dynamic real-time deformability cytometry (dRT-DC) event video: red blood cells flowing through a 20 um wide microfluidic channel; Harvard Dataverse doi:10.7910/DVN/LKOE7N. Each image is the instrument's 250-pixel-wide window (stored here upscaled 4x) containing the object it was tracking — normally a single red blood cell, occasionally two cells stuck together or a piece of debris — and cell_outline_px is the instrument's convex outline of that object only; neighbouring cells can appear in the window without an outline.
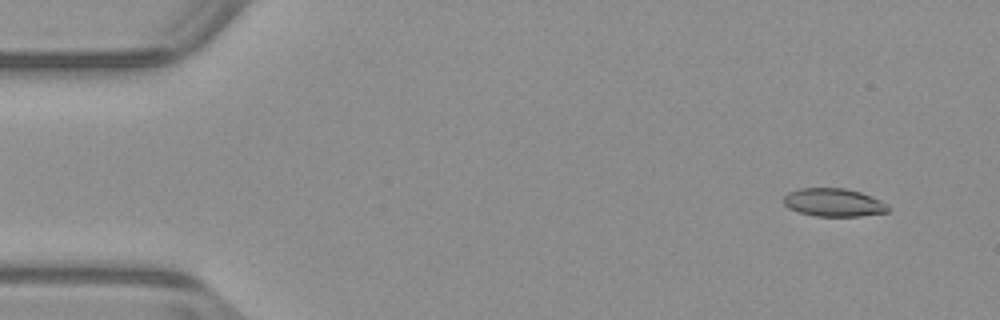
{"species": "common noctule bat (a hibernating species)", "species_latin": "Nyctalus noctula", "temperature_condition": "warm", "stored_images_in_passage": 52, "camera_frame_rate_fps": 3000, "um_per_image_px": 0.085, "animal": {"sex": "male", "body_mass_g": 23.1, "forearm_length_mm": 52.7}, "frame": {"image": 1, "passage_image": 4, "time_ms": 1.0, "image_size_px": [1000, 320], "cell_outline_px": [[888, 212], [860, 216], [816, 216], [800, 212], [788, 208], [784, 204], [784, 196], [788, 192], [800, 188], [844, 188], [860, 192], [880, 200], [888, 204]], "centroid_in_image_um": [70.85, 17.21], "position_along_channel_um": 14.1, "area_um2": 17.05}}
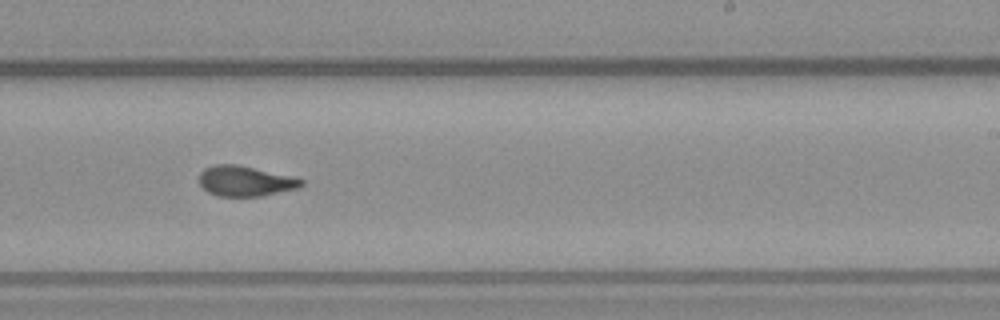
{"frame": {"image": 2, "passage_image": 32, "time_ms": 10.333, "image_size_px": [1000, 320], "cell_outline_px": [[304, 184], [300, 188], [260, 196], [216, 196], [208, 192], [200, 184], [200, 172], [204, 168], [212, 164], [236, 164], [292, 176], [304, 180]], "centroid_in_image_um": [20.85, 15.39], "position_along_channel_um": 268.1, "area_um2": 18.09}}
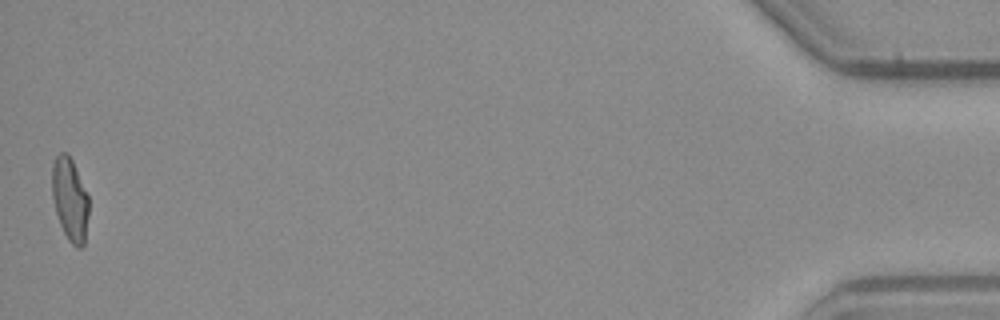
{"frame": {"image": 3, "passage_image": 52, "time_ms": 17.0, "image_size_px": [1000, 320], "cell_outline_px": [[88, 216], [84, 244], [80, 248], [76, 248], [68, 240], [60, 224], [56, 212], [52, 196], [52, 164], [56, 156], [60, 152], [68, 152], [72, 160], [88, 196]], "centroid_in_image_um": [5.93, 16.94], "position_along_channel_um": 429.3, "area_um2": 17.69}, "authors_computed_cell_mechanics": {"area_um2": 18.0047, "velocity_mm_per_s": 3.9504, "shape_relaxation_time_tau1_ms": 6.6443, "shape_relaxation_time_tau2_ms": 1.7542, "deformation_change_tau1": 0.2254, "deformation_change_tau2": 0.0841}}